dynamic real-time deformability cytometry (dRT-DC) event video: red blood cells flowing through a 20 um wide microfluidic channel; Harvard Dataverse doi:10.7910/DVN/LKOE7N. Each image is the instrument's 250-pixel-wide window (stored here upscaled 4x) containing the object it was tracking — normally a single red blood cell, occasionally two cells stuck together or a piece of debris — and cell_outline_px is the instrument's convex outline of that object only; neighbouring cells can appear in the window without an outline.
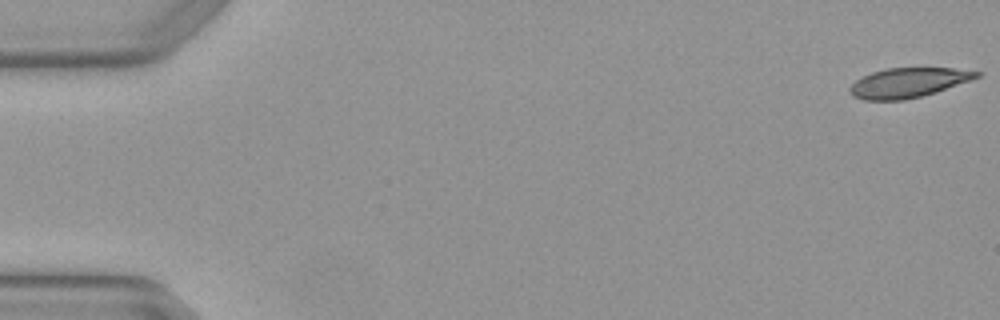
{"species": "Egyptian fruit bat (a non-hibernating species)", "species_latin": "Rousettus aegyptiacus", "temperature_condition": "warm", "stored_images_in_passage": 4, "segment_of_instrument_passage": [2, 2], "camera_frame_rate_fps": 3000, "um_per_image_px": 0.085, "animal": {"sex": "female"}, "frame": {"image": 1, "passage_image": 4, "time_ms": 1.0, "image_size_px": [1000, 320], "cell_outline_px": [[980, 76], [972, 80], [936, 92], [904, 100], [864, 100], [852, 96], [848, 92], [848, 88], [856, 80], [872, 72], [888, 68], [952, 68], [980, 72]], "centroid_in_image_um": [77.17, 7.03], "position_along_channel_um": 7.8, "area_um2": 21.85}}